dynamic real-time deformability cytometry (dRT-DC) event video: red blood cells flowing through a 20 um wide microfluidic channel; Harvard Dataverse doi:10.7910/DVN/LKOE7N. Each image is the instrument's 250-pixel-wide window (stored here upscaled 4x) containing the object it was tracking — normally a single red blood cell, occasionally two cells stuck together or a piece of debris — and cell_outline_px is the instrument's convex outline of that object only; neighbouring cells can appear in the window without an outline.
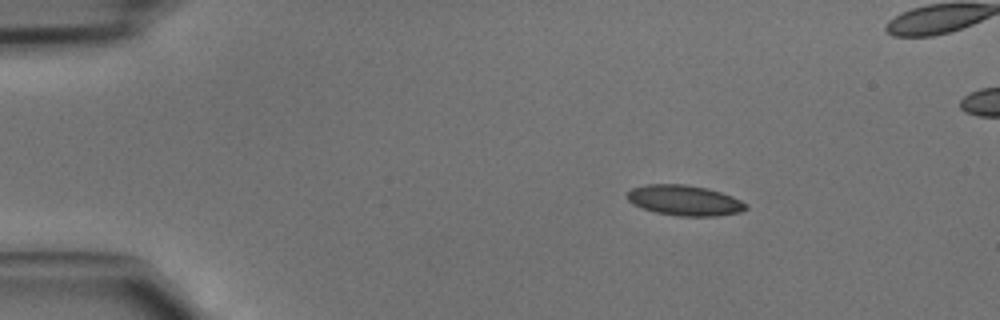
{"species": "common noctule bat (a hibernating species)", "species_latin": "Nyctalus noctula", "temperature_condition": "cold", "stored_images_in_passage": 40, "camera_frame_rate_fps": 3000, "um_per_image_px": 0.085, "animal": {"sex": "male", "body_mass_g": 15.6}, "frame": {"image": 1, "passage_image": 1, "time_ms": 0.0, "image_size_px": [1000, 320], "cell_outline_px": [[748, 208], [740, 212], [716, 216], [680, 216], [656, 212], [632, 204], [628, 200], [628, 192], [632, 188], [648, 184], [684, 184], [708, 188], [732, 196], [748, 204]], "centroid_in_image_um": [58.21, 17.03], "position_along_channel_um": 26.8, "area_um2": 20.92}}
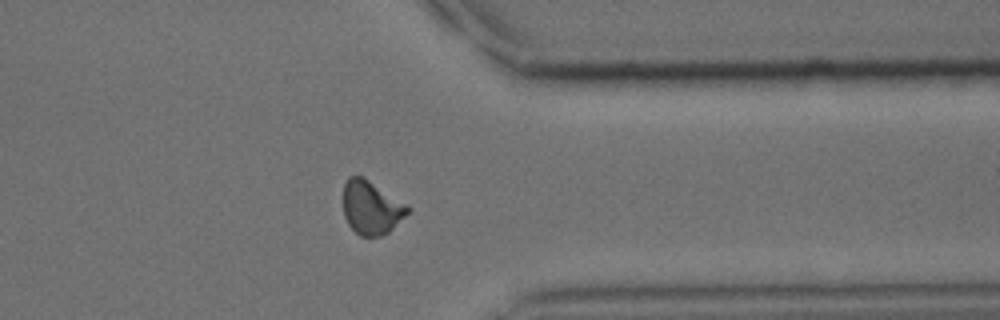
{"frame": {"image": 2, "passage_image": 30, "time_ms": 9.667, "image_size_px": [1000, 320], "cell_outline_px": [[412, 208], [388, 232], [380, 236], [360, 236], [348, 224], [344, 216], [344, 184], [348, 176], [364, 176], [408, 204]], "centroid_in_image_um": [31.57, 17.61], "position_along_channel_um": 379.8, "area_um2": 20.17}}
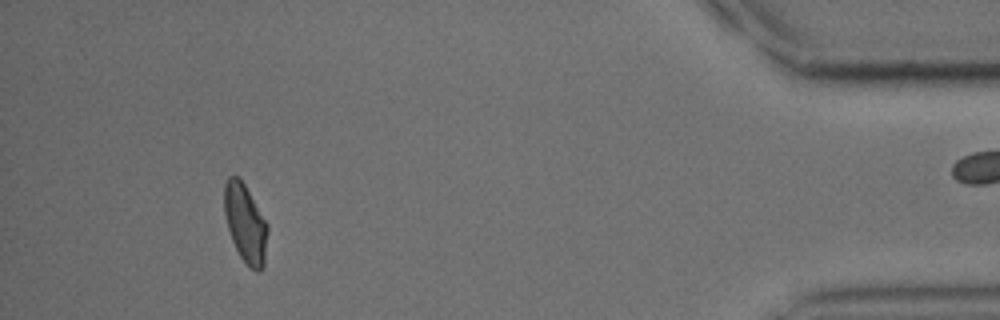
{"frame": {"image": 3, "passage_image": 36, "time_ms": 11.667, "image_size_px": [1000, 320], "cell_outline_px": [[268, 232], [264, 268], [260, 272], [256, 272], [248, 268], [240, 256], [228, 232], [224, 212], [224, 184], [228, 176], [236, 176], [244, 184], [268, 224]], "centroid_in_image_um": [20.86, 19.05], "position_along_channel_um": 414.3, "area_um2": 20.06}}